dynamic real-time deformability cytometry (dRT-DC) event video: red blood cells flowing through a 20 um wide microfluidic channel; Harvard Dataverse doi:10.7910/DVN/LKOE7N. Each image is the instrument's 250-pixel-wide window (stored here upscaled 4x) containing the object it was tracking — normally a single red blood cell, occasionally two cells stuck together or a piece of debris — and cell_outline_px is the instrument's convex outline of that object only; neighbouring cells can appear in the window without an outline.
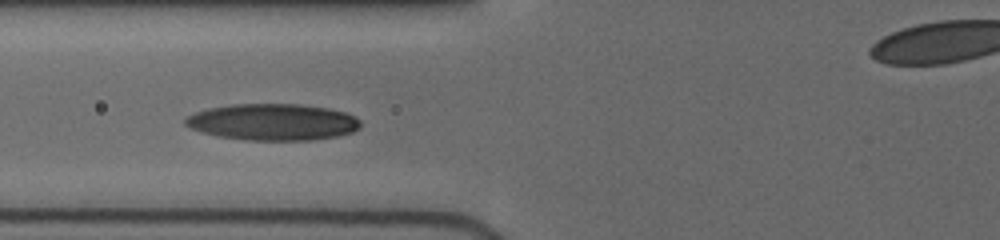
{"species": "human", "species_latin": "Homo sapiens", "temperature_condition": "cold", "stored_images_in_passage": 3, "camera_frame_rate_fps": 3000, "um_per_image_px": 0.085, "donor": {"sex": "female"}, "frame": {"image": 1, "passage_image": 2, "time_ms": 1.0, "image_size_px": [1000, 240], "cell_outline_px": [[360, 128], [352, 132], [336, 136], [312, 140], [244, 140], [216, 136], [200, 132], [184, 124], [184, 120], [188, 116], [196, 112], [212, 108], [232, 104], [300, 104], [328, 108], [344, 112], [360, 120]], "centroid_in_image_um": [23.18, 10.38], "position_along_channel_um": 102.6, "area_um2": 37.22}}